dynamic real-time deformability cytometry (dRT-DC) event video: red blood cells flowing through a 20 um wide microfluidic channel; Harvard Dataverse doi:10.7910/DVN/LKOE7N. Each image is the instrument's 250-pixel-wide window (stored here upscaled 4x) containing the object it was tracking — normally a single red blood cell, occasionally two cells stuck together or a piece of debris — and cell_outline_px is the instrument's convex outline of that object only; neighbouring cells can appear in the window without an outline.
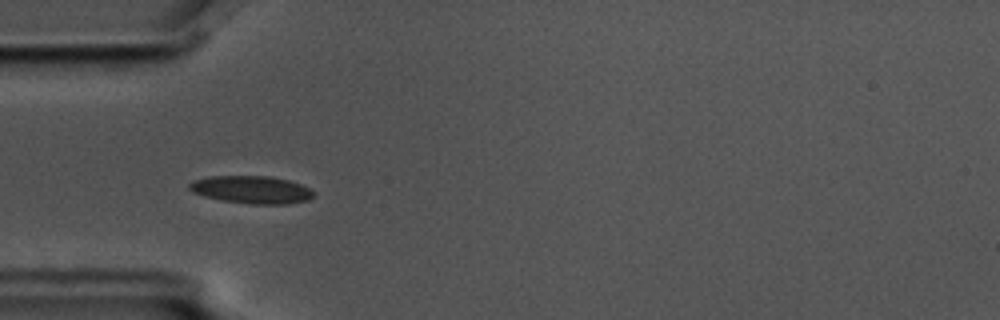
{"species": "common noctule bat (a hibernating species)", "species_latin": "Nyctalus noctula", "temperature_condition": "cold", "stored_images_in_passage": 6, "camera_frame_rate_fps": 3000, "um_per_image_px": 0.085, "animal": {"sex": "male", "body_mass_g": 17.5, "forearm_length_mm": 52.3}, "frame": {"image": 1, "passage_image": 6, "time_ms": 1.667, "image_size_px": [1000, 320], "cell_outline_px": [[312, 196], [308, 200], [288, 204], [252, 204], [220, 200], [204, 196], [192, 192], [188, 188], [188, 184], [192, 180], [208, 176], [268, 176], [288, 180], [300, 184], [308, 188], [312, 192]], "centroid_in_image_um": [21.31, 16.12], "position_along_channel_um": 63.7, "area_um2": 20.0}}